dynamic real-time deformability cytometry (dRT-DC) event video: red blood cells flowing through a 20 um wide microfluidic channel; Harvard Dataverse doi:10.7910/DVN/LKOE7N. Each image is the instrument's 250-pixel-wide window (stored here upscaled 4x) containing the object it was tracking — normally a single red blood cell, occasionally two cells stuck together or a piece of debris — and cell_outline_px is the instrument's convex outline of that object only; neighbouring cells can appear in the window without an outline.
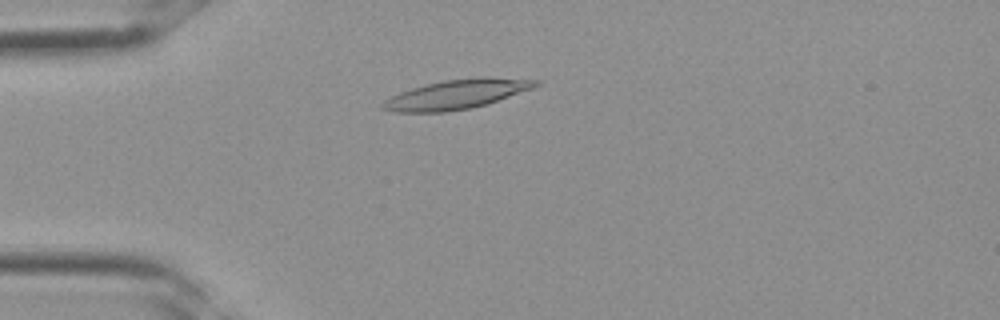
{"species": "Egyptian fruit bat (a non-hibernating species)", "species_latin": "Rousettus aegyptiacus", "temperature_condition": "room temperature", "stored_images_in_passage": 34, "camera_frame_rate_fps": 3000, "um_per_image_px": 0.085, "frame": {"image": 1, "passage_image": 8, "time_ms": 2.333, "image_size_px": [1000, 320], "cell_outline_px": [[544, 84], [488, 104], [472, 108], [444, 112], [396, 112], [380, 108], [380, 104], [384, 100], [400, 92], [412, 88], [444, 80], [480, 76], [488, 76], [544, 80]], "centroid_in_image_um": [38.9, 8.0], "position_along_channel_um": 46.1, "area_um2": 26.59}}
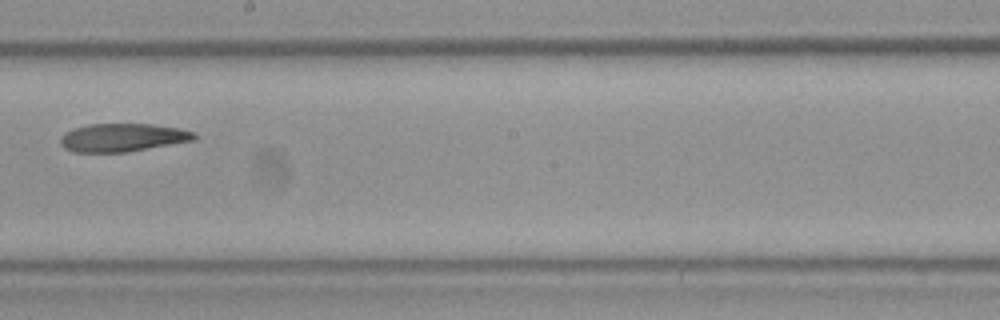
{"frame": {"image": 2, "passage_image": 19, "time_ms": 6.0, "image_size_px": [1000, 320], "cell_outline_px": [[196, 140], [128, 152], [72, 152], [64, 148], [60, 144], [60, 136], [64, 132], [88, 124], [152, 124], [180, 128], [192, 132], [196, 136]], "centroid_in_image_um": [10.4, 11.7], "position_along_channel_um": 237.8, "area_um2": 22.08}}
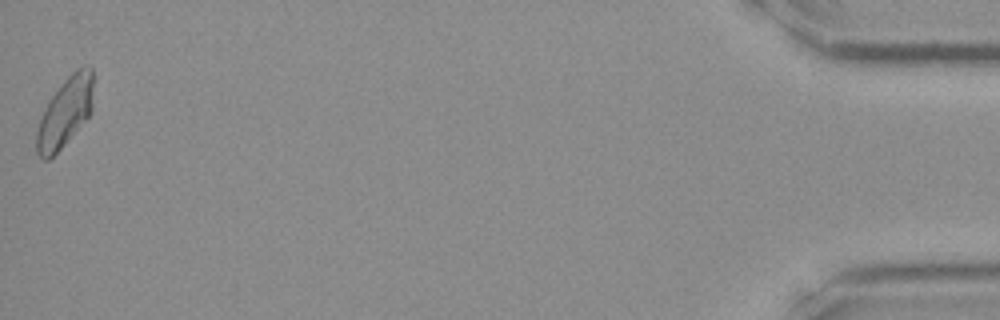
{"frame": {"image": 3, "passage_image": 34, "time_ms": 11.0, "image_size_px": [1000, 320], "cell_outline_px": [[92, 112], [64, 144], [48, 160], [44, 160], [36, 152], [36, 132], [44, 108], [48, 100], [64, 80], [76, 68], [84, 64], [88, 64], [92, 68]], "centroid_in_image_um": [5.53, 9.5], "position_along_channel_um": 429.7, "area_um2": 22.77}}